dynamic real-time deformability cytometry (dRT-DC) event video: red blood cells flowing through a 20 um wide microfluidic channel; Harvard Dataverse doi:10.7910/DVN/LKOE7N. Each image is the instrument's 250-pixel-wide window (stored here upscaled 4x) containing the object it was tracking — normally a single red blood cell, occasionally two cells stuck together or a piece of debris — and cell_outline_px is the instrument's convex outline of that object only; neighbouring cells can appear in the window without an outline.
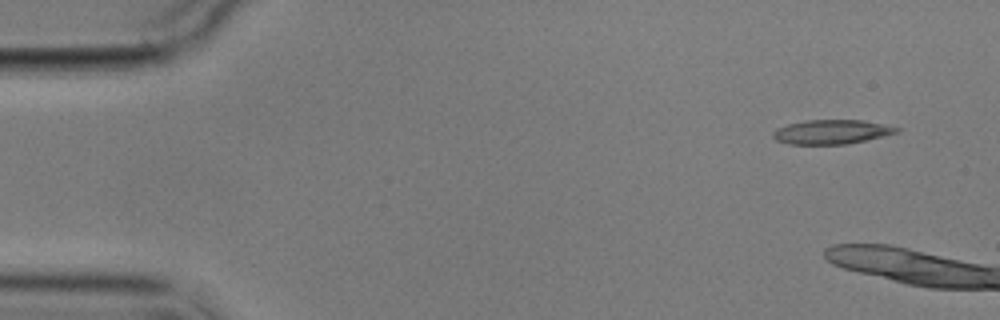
{"species": "common noctule bat (a hibernating species)", "species_latin": "Nyctalus noctula", "temperature_condition": "cold", "stored_images_in_passage": 4, "camera_frame_rate_fps": 3000, "um_per_image_px": 0.085, "animal": {"sex": "male", "body_mass_g": 17.9}, "frame": {"image": 1, "passage_image": 1, "time_ms": 0.0, "image_size_px": [1000, 320], "cell_outline_px": [[900, 132], [884, 136], [848, 144], [788, 144], [776, 140], [772, 136], [772, 132], [776, 128], [788, 124], [804, 120], [864, 120], [900, 128]], "centroid_in_image_um": [70.67, 11.21], "position_along_channel_um": 14.3, "area_um2": 17.57}}